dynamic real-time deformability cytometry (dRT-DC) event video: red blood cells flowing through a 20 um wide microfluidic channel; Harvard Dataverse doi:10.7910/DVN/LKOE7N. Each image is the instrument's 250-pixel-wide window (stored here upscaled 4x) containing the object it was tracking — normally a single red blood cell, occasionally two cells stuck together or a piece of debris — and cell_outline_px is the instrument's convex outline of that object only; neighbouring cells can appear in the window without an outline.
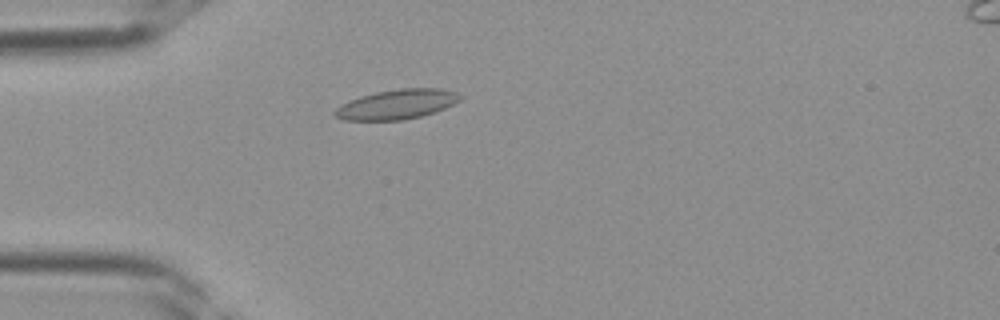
{"species": "Egyptian fruit bat (a non-hibernating species)", "species_latin": "Rousettus aegyptiacus", "temperature_condition": "room temperature", "stored_images_in_passage": 31, "camera_frame_rate_fps": 3000, "um_per_image_px": 0.085, "frame": {"image": 1, "passage_image": 4, "time_ms": 1.0, "image_size_px": [1000, 320], "cell_outline_px": [[464, 96], [460, 100], [444, 108], [420, 116], [404, 120], [344, 120], [332, 116], [332, 112], [340, 104], [360, 96], [376, 92], [400, 88], [440, 88], [456, 92]], "centroid_in_image_um": [33.69, 8.86], "position_along_channel_um": 51.3, "area_um2": 21.73}}
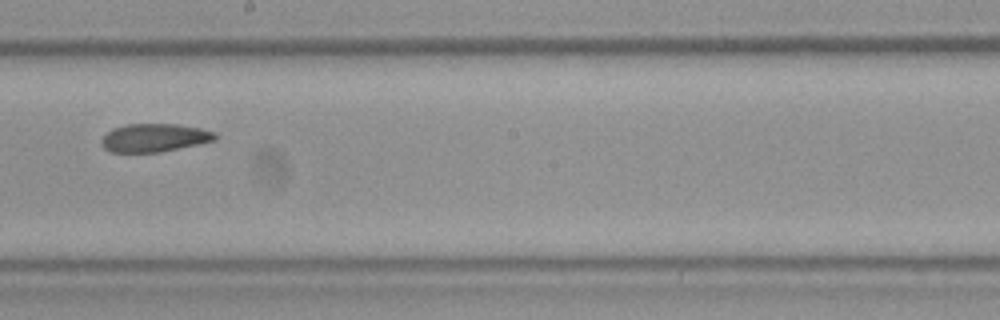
{"frame": {"image": 2, "passage_image": 15, "time_ms": 4.667, "image_size_px": [1000, 320], "cell_outline_px": [[216, 140], [200, 144], [160, 152], [112, 152], [104, 148], [100, 144], [100, 140], [112, 128], [124, 124], [180, 124], [200, 128], [216, 132]], "centroid_in_image_um": [13.12, 11.7], "position_along_channel_um": 235.1, "area_um2": 18.84}}
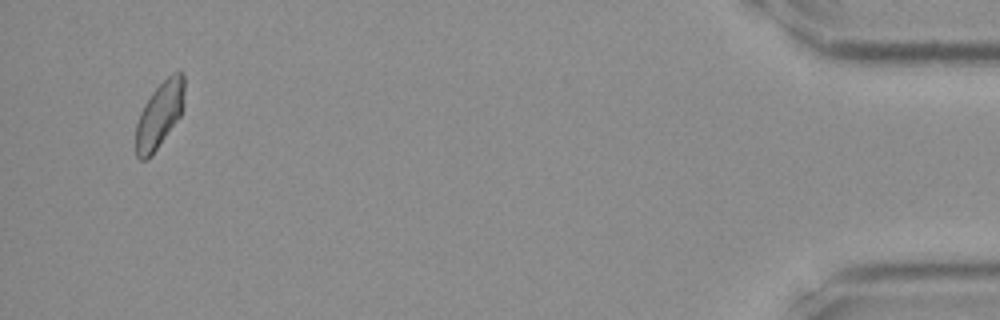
{"frame": {"image": 3, "passage_image": 30, "time_ms": 9.667, "image_size_px": [1000, 320], "cell_outline_px": [[184, 92], [180, 116], [152, 156], [148, 160], [140, 160], [136, 156], [136, 124], [140, 112], [144, 104], [152, 92], [172, 72], [180, 68], [184, 72]], "centroid_in_image_um": [13.55, 9.75], "position_along_channel_um": 421.6, "area_um2": 18.79}}